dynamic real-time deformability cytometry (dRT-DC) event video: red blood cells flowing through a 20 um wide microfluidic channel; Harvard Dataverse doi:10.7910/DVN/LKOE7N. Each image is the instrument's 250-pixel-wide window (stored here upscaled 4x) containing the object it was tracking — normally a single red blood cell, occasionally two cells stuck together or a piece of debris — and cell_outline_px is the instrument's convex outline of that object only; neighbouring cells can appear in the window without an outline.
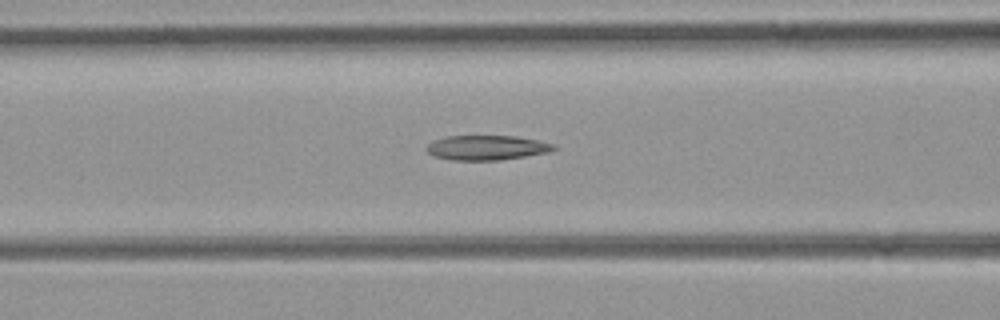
{"species": "common noctule bat (a hibernating species)", "species_latin": "Nyctalus noctula", "temperature_condition": "room temperature", "stored_images_in_passage": 24, "camera_frame_rate_fps": 3000, "um_per_image_px": 0.085, "animal": {"sex": "female", "body_mass_g": 21.9}, "frame": {"image": 1, "passage_image": 9, "time_ms": 2.667, "image_size_px": [1000, 320], "cell_outline_px": [[556, 148], [548, 152], [500, 160], [452, 160], [432, 156], [424, 148], [432, 140], [448, 136], [516, 136], [540, 140], [556, 144]], "centroid_in_image_um": [41.35, 12.54], "position_along_channel_um": 125.2, "area_um2": 18.44}}